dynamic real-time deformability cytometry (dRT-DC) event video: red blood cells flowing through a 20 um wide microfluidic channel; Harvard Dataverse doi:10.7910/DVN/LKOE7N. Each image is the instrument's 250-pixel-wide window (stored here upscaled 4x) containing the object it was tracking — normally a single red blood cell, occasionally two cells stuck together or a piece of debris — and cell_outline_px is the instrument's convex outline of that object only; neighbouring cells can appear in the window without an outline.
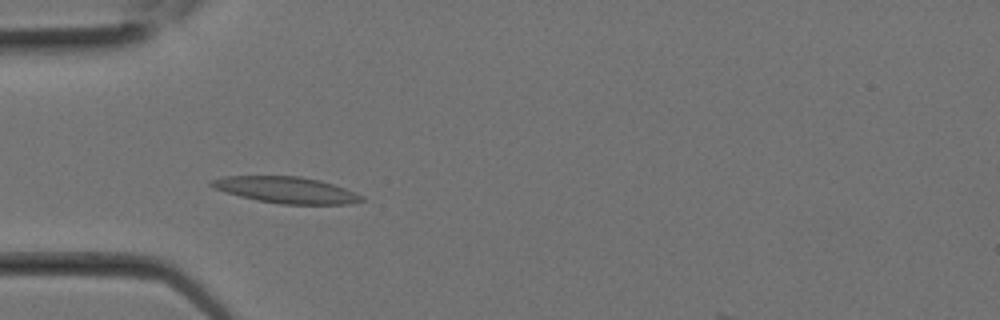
{"species": "Egyptian fruit bat (a non-hibernating species)", "species_latin": "Rousettus aegyptiacus", "temperature_condition": "room temperature", "stored_images_in_passage": 1, "camera_frame_rate_fps": 3000, "um_per_image_px": 0.085, "animal": {"sex": "female"}, "frame": {"image": 1, "passage_image": 1, "time_ms": 0.0, "image_size_px": [1000, 320], "cell_outline_px": [[368, 200], [348, 204], [280, 204], [256, 200], [224, 192], [212, 188], [208, 184], [212, 180], [224, 176], [300, 176], [320, 180], [356, 192], [364, 196]], "centroid_in_image_um": [24.34, 16.15], "position_along_channel_um": 60.7, "area_um2": 23.24}}